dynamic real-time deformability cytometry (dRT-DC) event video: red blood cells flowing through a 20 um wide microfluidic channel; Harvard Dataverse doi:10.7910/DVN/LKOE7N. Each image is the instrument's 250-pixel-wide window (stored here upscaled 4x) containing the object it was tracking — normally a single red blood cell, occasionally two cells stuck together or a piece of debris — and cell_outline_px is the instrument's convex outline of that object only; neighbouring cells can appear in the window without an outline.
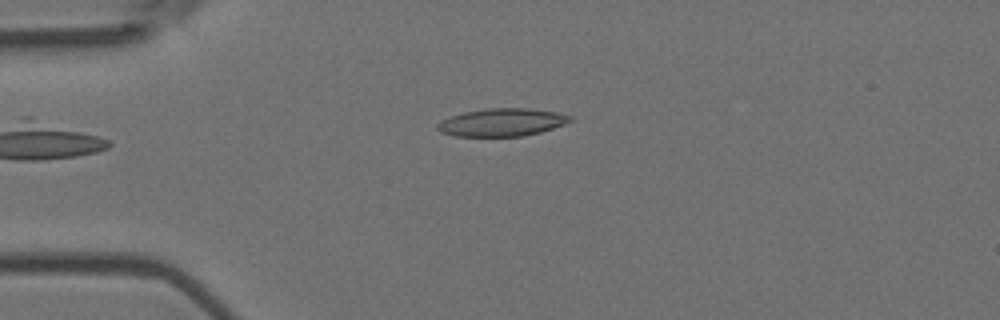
{"species": "Egyptian fruit bat (a non-hibernating species)", "species_latin": "Rousettus aegyptiacus", "temperature_condition": "room temperature", "stored_images_in_passage": 3, "camera_frame_rate_fps": 3000, "um_per_image_px": 0.085, "animal": {"sex": "female"}, "frame": {"image": 1, "passage_image": 3, "time_ms": 0.667, "image_size_px": [1000, 320], "cell_outline_px": [[572, 120], [564, 124], [540, 132], [524, 136], [456, 136], [440, 132], [436, 128], [436, 124], [440, 120], [464, 112], [488, 108], [528, 108], [556, 112], [572, 116]], "centroid_in_image_um": [42.64, 10.4], "position_along_channel_um": 42.4, "area_um2": 21.44}}